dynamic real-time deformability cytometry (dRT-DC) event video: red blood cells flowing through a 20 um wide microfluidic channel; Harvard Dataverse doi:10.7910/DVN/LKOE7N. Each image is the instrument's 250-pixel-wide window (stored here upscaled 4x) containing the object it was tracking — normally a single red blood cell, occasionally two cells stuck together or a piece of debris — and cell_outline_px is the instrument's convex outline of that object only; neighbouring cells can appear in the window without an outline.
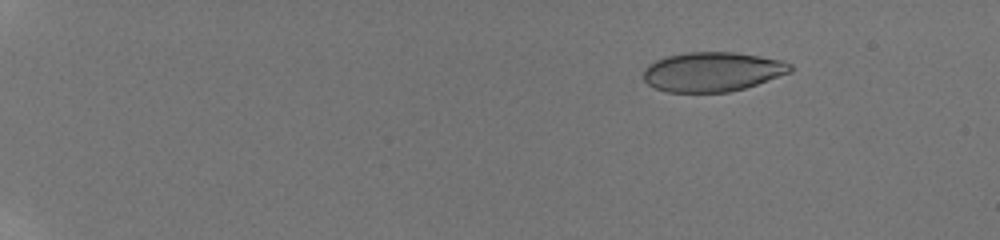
{"species": "human", "species_latin": "Homo sapiens", "temperature_condition": "room temperature", "stored_images_in_passage": 41, "camera_frame_rate_fps": 3000, "um_per_image_px": 0.085, "donor": {"sex": "male"}, "frame": {"image": 1, "passage_image": 3, "time_ms": 0.667, "image_size_px": [1000, 240], "cell_outline_px": [[792, 72], [744, 88], [728, 92], [668, 92], [656, 88], [648, 84], [644, 80], [644, 68], [648, 64], [664, 56], [688, 52], [736, 52], [760, 56], [780, 60], [792, 64]], "centroid_in_image_um": [60.54, 6.09], "position_along_channel_um": 24.5, "area_um2": 33.81}}
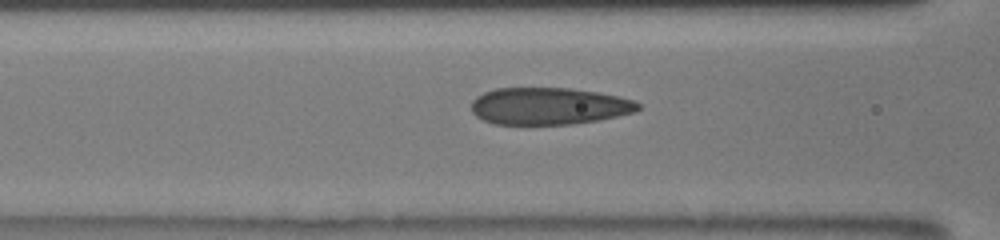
{"frame": {"image": 2, "passage_image": 19, "time_ms": 7.0, "image_size_px": [1000, 240], "cell_outline_px": [[640, 108], [636, 112], [600, 120], [572, 124], [496, 124], [484, 120], [476, 116], [472, 112], [472, 100], [476, 96], [484, 92], [496, 88], [572, 88], [596, 92], [616, 96], [632, 100], [640, 104]], "centroid_in_image_um": [46.65, 9.02], "position_along_channel_um": 119.9, "area_um2": 36.01}}
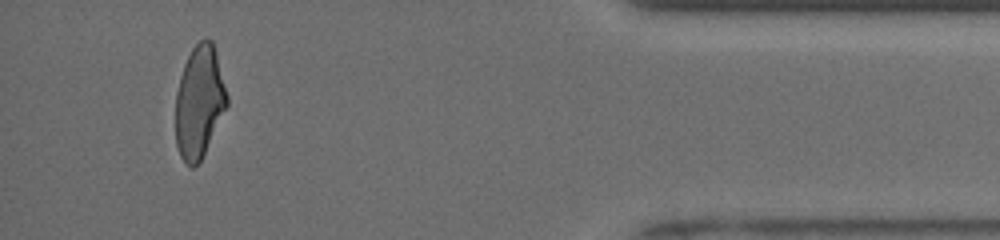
{"frame": {"image": 3, "passage_image": 39, "time_ms": 15.667, "image_size_px": [1000, 240], "cell_outline_px": [[228, 104], [200, 160], [192, 168], [180, 156], [176, 144], [176, 92], [180, 76], [184, 64], [192, 48], [200, 40], [212, 40], [216, 52], [228, 96]], "centroid_in_image_um": [16.93, 8.64], "position_along_channel_um": 418.3, "area_um2": 33.12}, "authors_computed_cell_mechanics": {"area_um2": 35.7782, "velocity_mm_per_s": 3.9144, "shape_relaxation_time_tau1_ms": null, "shape_relaxation_time_tau2_ms": 0.7491, "deformation_change_tau1": null, "deformation_change_tau2": 0.047}}